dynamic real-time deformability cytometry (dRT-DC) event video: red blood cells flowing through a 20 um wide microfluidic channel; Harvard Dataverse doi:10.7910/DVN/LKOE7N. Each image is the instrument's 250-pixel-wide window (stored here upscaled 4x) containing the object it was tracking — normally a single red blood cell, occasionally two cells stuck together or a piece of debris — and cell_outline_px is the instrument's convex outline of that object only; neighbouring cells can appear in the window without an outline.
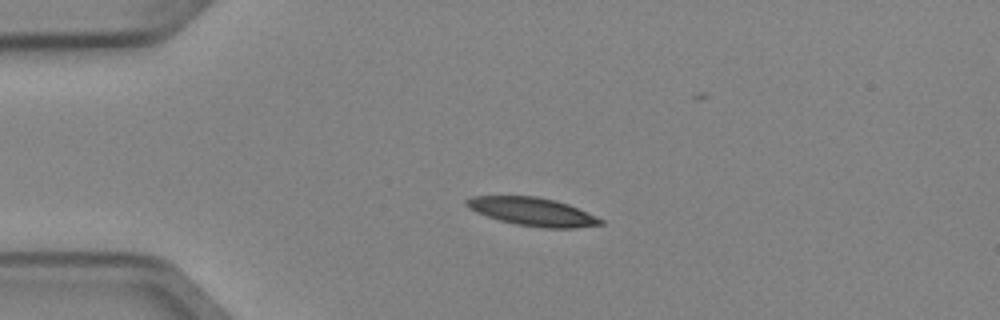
{"species": "Egyptian fruit bat (a non-hibernating species)", "species_latin": "Rousettus aegyptiacus", "temperature_condition": "cold", "stored_images_in_passage": 4, "camera_frame_rate_fps": 3000, "um_per_image_px": 0.085, "animal": {"sex": "female"}, "frame": {"image": 1, "passage_image": 3, "time_ms": 0.667, "image_size_px": [1000, 320], "cell_outline_px": [[604, 224], [576, 228], [544, 228], [516, 224], [500, 220], [476, 212], [468, 208], [464, 204], [464, 200], [472, 196], [536, 196], [556, 200], [568, 204], [604, 220]], "centroid_in_image_um": [45.25, 17.99], "position_along_channel_um": 39.8, "area_um2": 22.02}}